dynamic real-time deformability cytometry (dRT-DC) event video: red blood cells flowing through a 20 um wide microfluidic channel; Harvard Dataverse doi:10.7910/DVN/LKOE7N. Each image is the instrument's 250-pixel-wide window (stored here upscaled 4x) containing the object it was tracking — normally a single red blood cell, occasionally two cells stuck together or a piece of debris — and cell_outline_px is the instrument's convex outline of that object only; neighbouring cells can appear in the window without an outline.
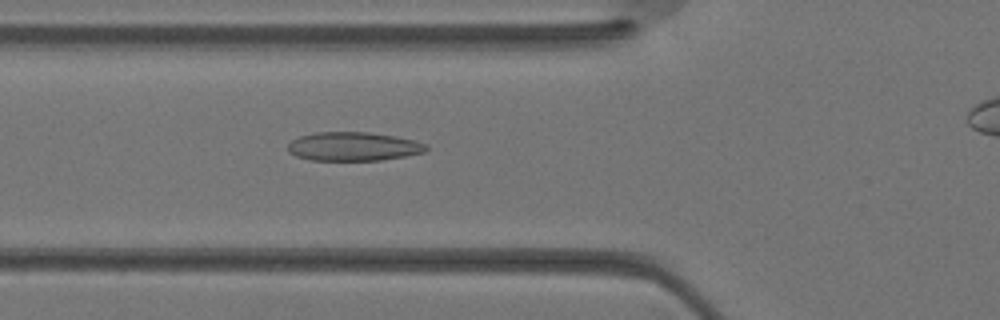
{"species": "Egyptian fruit bat (a non-hibernating species)", "species_latin": "Rousettus aegyptiacus", "temperature_condition": "warm", "stored_images_in_passage": 31, "camera_frame_rate_fps": 3000, "um_per_image_px": 0.085, "animal": {"sex": "female"}, "frame": {"image": 1, "passage_image": 13, "time_ms": 4.0, "image_size_px": [1000, 320], "cell_outline_px": [[428, 148], [424, 152], [404, 156], [380, 160], [308, 160], [296, 156], [288, 152], [288, 144], [292, 140], [300, 136], [312, 132], [368, 132], [396, 136], [416, 140], [428, 144]], "centroid_in_image_um": [30.03, 12.44], "position_along_channel_um": 95.8, "area_um2": 23.35}}
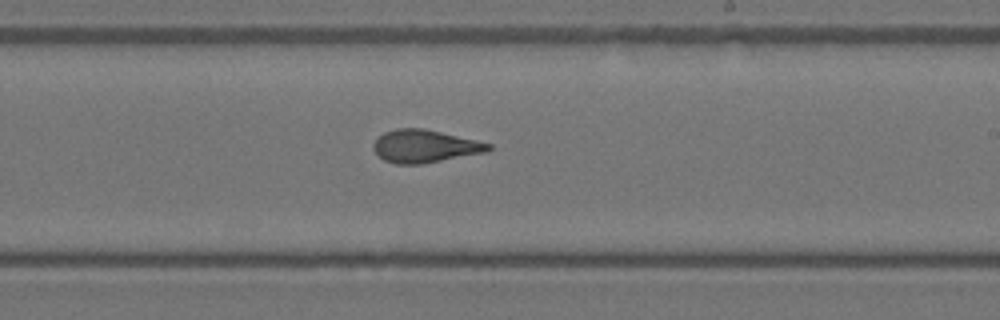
{"frame": {"image": 2, "passage_image": 21, "time_ms": 6.667, "image_size_px": [1000, 320], "cell_outline_px": [[492, 148], [488, 152], [420, 164], [396, 164], [384, 160], [372, 148], [372, 144], [384, 132], [396, 128], [424, 128], [476, 140], [492, 144]], "centroid_in_image_um": [36.12, 12.42], "position_along_channel_um": 252.9, "area_um2": 21.91}}
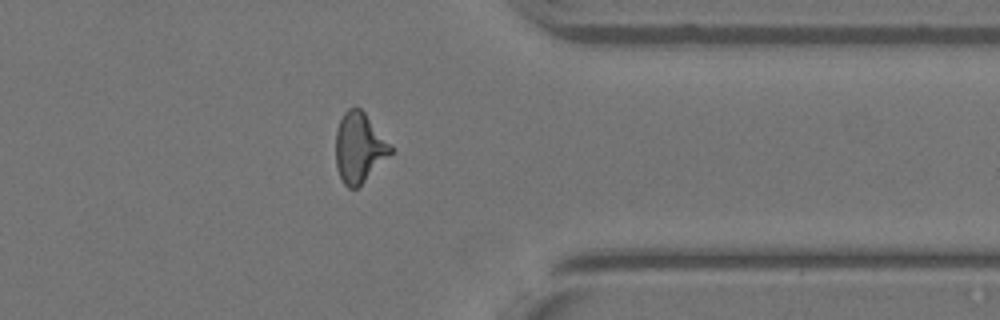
{"frame": {"image": 3, "passage_image": 28, "time_ms": 9.0, "image_size_px": [1000, 320], "cell_outline_px": [[392, 152], [356, 188], [348, 188], [344, 184], [336, 168], [336, 132], [340, 120], [344, 112], [348, 108], [360, 108], [364, 112], [392, 148]], "centroid_in_image_um": [30.48, 12.54], "position_along_channel_um": 380.9, "area_um2": 21.62}}